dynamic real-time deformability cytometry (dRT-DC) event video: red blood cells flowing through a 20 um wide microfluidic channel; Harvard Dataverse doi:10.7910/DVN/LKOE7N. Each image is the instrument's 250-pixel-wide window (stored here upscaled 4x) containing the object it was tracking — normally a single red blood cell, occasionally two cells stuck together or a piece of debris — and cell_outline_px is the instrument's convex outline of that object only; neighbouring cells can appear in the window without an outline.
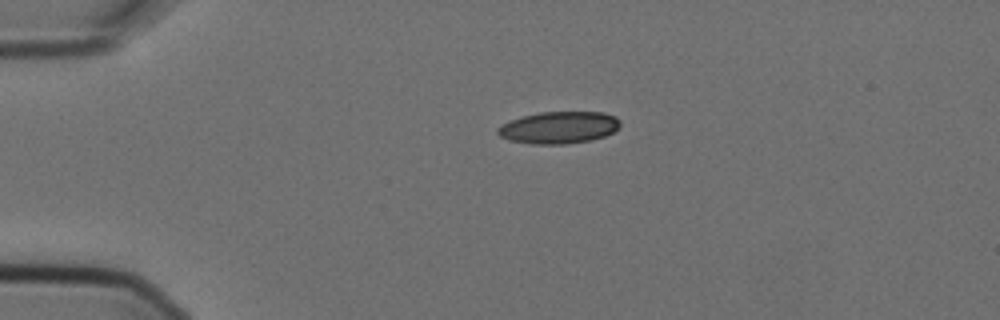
{"species": "Egyptian fruit bat (a non-hibernating species)", "species_latin": "Rousettus aegyptiacus", "temperature_condition": "cold", "stored_images_in_passage": 2, "camera_frame_rate_fps": 3000, "um_per_image_px": 0.085, "animal": {"sex": "female"}, "frame": {"image": 1, "passage_image": 1, "time_ms": 0.0, "image_size_px": [1000, 320], "cell_outline_px": [[620, 128], [604, 136], [592, 140], [564, 144], [532, 144], [508, 140], [500, 136], [496, 132], [496, 128], [508, 120], [540, 112], [604, 112], [616, 116], [620, 120]], "centroid_in_image_um": [47.5, 10.84], "position_along_channel_um": 37.5, "area_um2": 23.06}}